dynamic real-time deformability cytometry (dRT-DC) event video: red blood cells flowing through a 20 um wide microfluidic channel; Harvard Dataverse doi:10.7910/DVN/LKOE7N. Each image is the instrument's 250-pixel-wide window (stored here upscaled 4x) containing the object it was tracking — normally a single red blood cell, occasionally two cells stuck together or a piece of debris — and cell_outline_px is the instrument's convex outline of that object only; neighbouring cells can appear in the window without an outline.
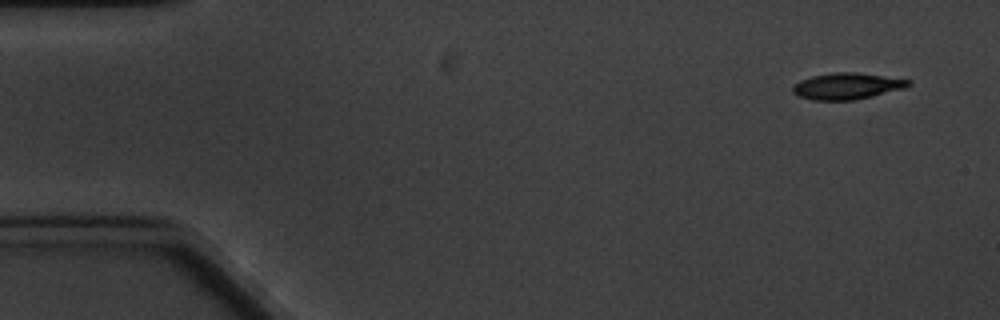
{"species": "common noctule bat (a hibernating species)", "species_latin": "Nyctalus noctula", "temperature_condition": "cold", "stored_images_in_passage": 7, "camera_frame_rate_fps": 3000, "um_per_image_px": 0.085, "animal": {"sex": "male", "body_mass_g": 20.1, "forearm_length_mm": 53.5}, "frame": {"image": 1, "passage_image": 1, "time_ms": 0.0, "image_size_px": [1000, 320], "cell_outline_px": [[912, 84], [904, 88], [856, 100], [812, 100], [796, 96], [792, 92], [792, 88], [800, 80], [812, 76], [836, 72], [856, 72], [912, 80]], "centroid_in_image_um": [71.99, 7.32], "position_along_channel_um": 13.0, "area_um2": 17.8}}